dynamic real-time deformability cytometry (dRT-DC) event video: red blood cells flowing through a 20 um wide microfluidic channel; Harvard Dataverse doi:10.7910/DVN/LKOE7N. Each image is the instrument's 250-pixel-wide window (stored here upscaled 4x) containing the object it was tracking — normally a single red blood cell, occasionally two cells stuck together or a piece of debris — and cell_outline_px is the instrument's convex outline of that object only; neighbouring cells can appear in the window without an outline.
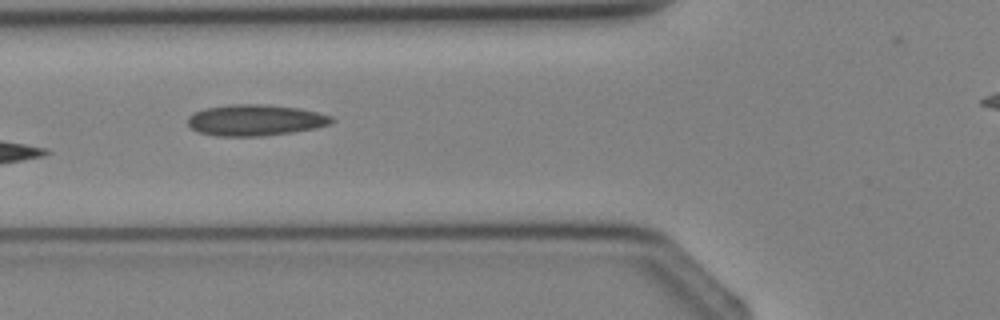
{"species": "Egyptian fruit bat (a non-hibernating species)", "species_latin": "Rousettus aegyptiacus", "temperature_condition": "cold", "stored_images_in_passage": 5, "camera_frame_rate_fps": 3000, "um_per_image_px": 0.085, "animal": {"sex": "female"}, "frame": {"image": 1, "passage_image": 4, "time_ms": 3.667, "image_size_px": [1000, 320], "cell_outline_px": [[336, 120], [328, 124], [316, 128], [292, 132], [260, 136], [216, 136], [196, 132], [188, 124], [188, 116], [196, 112], [208, 108], [232, 104], [268, 104], [300, 108], [332, 116]], "centroid_in_image_um": [21.71, 10.21], "position_along_channel_um": 104.1, "area_um2": 26.13}}
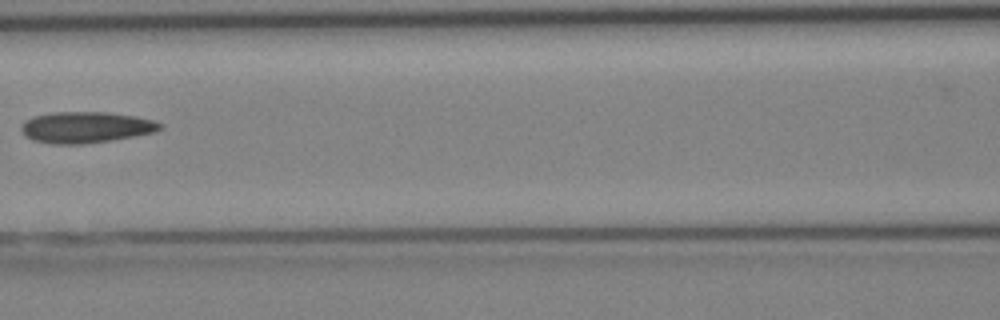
{"frame": {"image": 2, "passage_image": 5, "time_ms": 4.667, "image_size_px": [1000, 320], "cell_outline_px": [[164, 128], [156, 132], [112, 140], [84, 144], [52, 144], [32, 140], [24, 136], [20, 128], [24, 120], [32, 116], [52, 112], [108, 112], [136, 116], [152, 120], [164, 124]], "centroid_in_image_um": [7.29, 10.82], "position_along_channel_um": 159.3, "area_um2": 25.61}}